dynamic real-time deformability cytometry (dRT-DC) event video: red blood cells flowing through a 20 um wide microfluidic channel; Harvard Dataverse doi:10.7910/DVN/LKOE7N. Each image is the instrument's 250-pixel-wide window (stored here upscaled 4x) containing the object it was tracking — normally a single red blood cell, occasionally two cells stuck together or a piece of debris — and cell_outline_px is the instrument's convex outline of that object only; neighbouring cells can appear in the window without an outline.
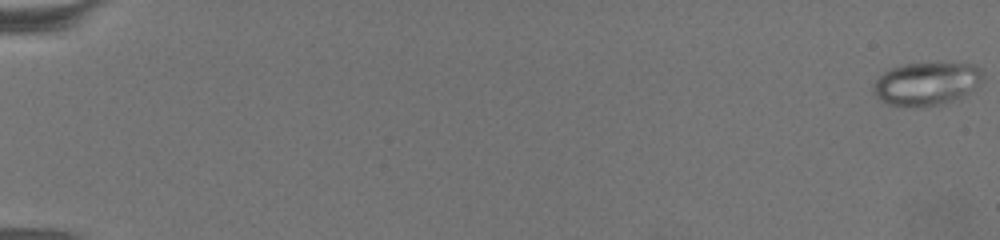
{"species": "common noctule bat (a hibernating species)", "species_latin": "Nyctalus noctula", "temperature_condition": "warm", "stored_images_in_passage": 71, "camera_frame_rate_fps": 3000, "um_per_image_px": 0.085, "animal": {"sex": "female", "body_mass_g": 19.5, "forearm_length_mm": 54.1}, "frame": {"image": 1, "passage_image": 1, "time_ms": 0.0, "image_size_px": [1000, 240], "cell_outline_px": [[984, 76], [956, 96], [948, 100], [936, 104], [892, 104], [880, 100], [872, 88], [876, 80], [884, 72], [892, 68], [904, 64], [976, 64], [980, 68]], "centroid_in_image_um": [78.66, 7.05], "position_along_channel_um": 6.3, "area_um2": 25.37}}
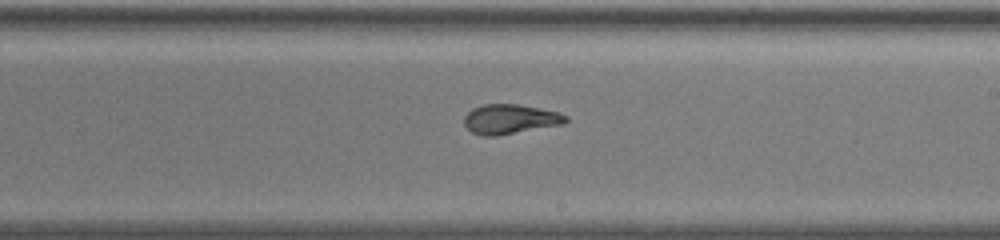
{"frame": {"image": 2, "passage_image": 45, "time_ms": 14.667, "image_size_px": [1000, 240], "cell_outline_px": [[568, 120], [564, 124], [496, 136], [484, 136], [472, 132], [464, 124], [464, 116], [472, 108], [484, 104], [520, 104], [560, 112], [568, 116]], "centroid_in_image_um": [43.38, 10.12], "position_along_channel_um": 245.6, "area_um2": 17.69}}
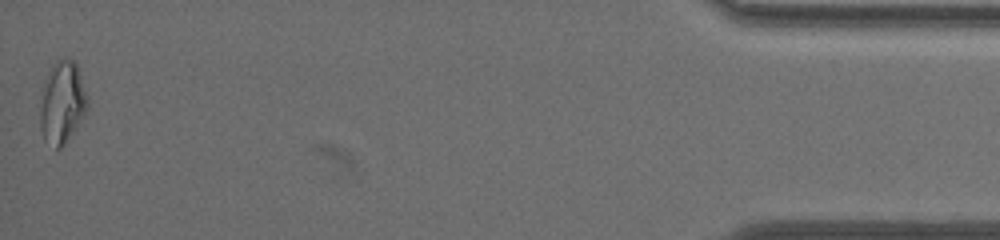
{"frame": {"image": 3, "passage_image": 71, "time_ms": 23.333, "image_size_px": [1000, 240], "cell_outline_px": [[88, 104], [84, 112], [64, 144], [60, 148], [56, 148], [44, 140], [40, 128], [40, 112], [44, 88], [48, 76], [56, 60], [72, 60], [76, 64], [80, 76]], "centroid_in_image_um": [5.26, 8.75], "position_along_channel_um": 429.9, "area_um2": 21.33}, "authors_computed_cell_mechanics": {"area_um2": 19.2474, "velocity_mm_per_s": 3.0828, "shape_relaxation_time_tau1_ms": null, "shape_relaxation_time_tau2_ms": 1.4898, "deformation_change_tau1": null, "deformation_change_tau2": 0.0445}}